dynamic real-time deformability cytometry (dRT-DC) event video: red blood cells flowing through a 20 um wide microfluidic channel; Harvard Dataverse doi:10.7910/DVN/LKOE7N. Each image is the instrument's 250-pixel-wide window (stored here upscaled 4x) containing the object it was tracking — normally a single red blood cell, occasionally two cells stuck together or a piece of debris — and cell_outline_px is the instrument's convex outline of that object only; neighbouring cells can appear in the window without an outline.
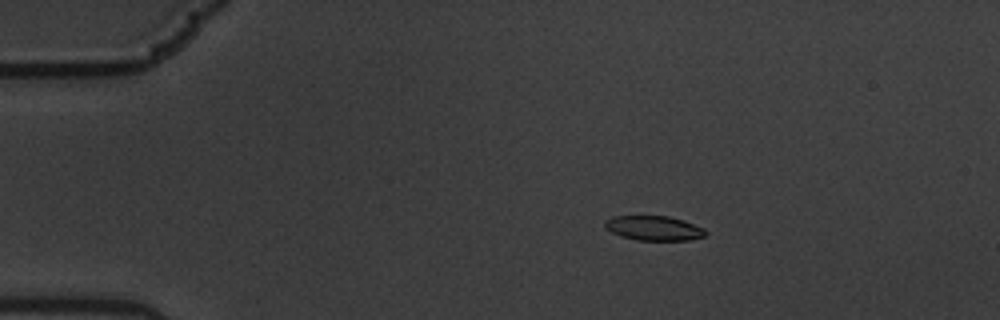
{"species": "common noctule bat (a hibernating species)", "species_latin": "Nyctalus noctula", "temperature_condition": "warm", "stored_images_in_passage": 61, "camera_frame_rate_fps": 3000, "um_per_image_px": 0.085, "animal": {"sex": "male", "body_mass_g": 19.5, "forearm_length_mm": 54.6}, "frame": {"image": 1, "passage_image": 12, "time_ms": 3.667, "image_size_px": [1000, 320], "cell_outline_px": [[708, 232], [704, 236], [688, 240], [636, 240], [612, 232], [604, 228], [604, 220], [612, 216], [668, 216], [704, 228]], "centroid_in_image_um": [55.54, 19.39], "position_along_channel_um": 29.5, "area_um2": 14.28}}
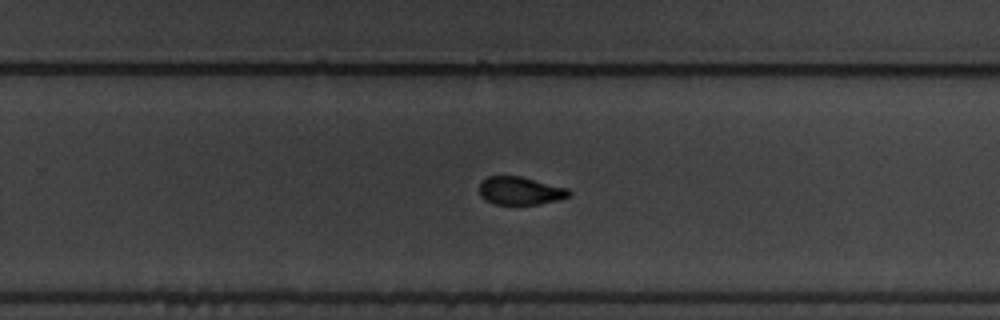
{"frame": {"image": 2, "passage_image": 40, "time_ms": 13.0, "image_size_px": [1000, 320], "cell_outline_px": [[572, 196], [560, 200], [540, 204], [492, 204], [484, 200], [480, 196], [480, 184], [488, 176], [520, 176], [568, 188], [572, 192]], "centroid_in_image_um": [44.26, 16.23], "position_along_channel_um": 285.5, "area_um2": 14.8}}
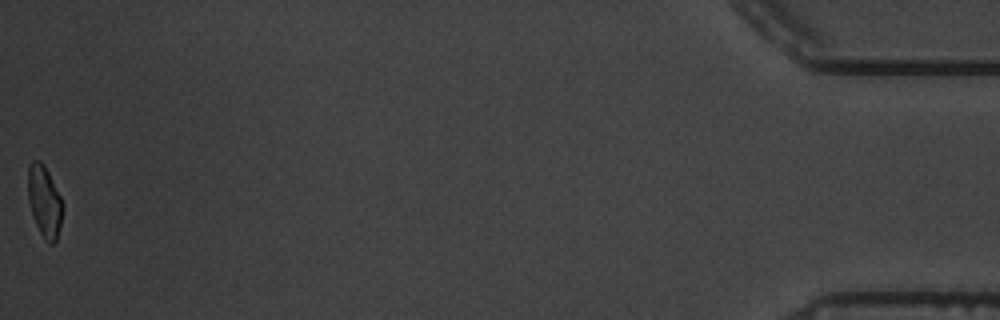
{"frame": {"image": 3, "passage_image": 61, "time_ms": 20.0, "image_size_px": [1000, 320], "cell_outline_px": [[64, 208], [56, 240], [52, 244], [48, 244], [40, 232], [36, 224], [28, 200], [28, 164], [32, 160], [40, 160], [44, 164], [64, 204]], "centroid_in_image_um": [3.78, 17.09], "position_along_channel_um": 431.4, "area_um2": 14.39}, "authors_computed_cell_mechanics": {"area_um2": 15.3748, "velocity_mm_per_s": 3.4161, "shape_relaxation_time_tau1_ms": 3.2573, "shape_relaxation_time_tau2_ms": 2.6452, "deformation_change_tau1": 0.1317, "deformation_change_tau2": 0.0808}}